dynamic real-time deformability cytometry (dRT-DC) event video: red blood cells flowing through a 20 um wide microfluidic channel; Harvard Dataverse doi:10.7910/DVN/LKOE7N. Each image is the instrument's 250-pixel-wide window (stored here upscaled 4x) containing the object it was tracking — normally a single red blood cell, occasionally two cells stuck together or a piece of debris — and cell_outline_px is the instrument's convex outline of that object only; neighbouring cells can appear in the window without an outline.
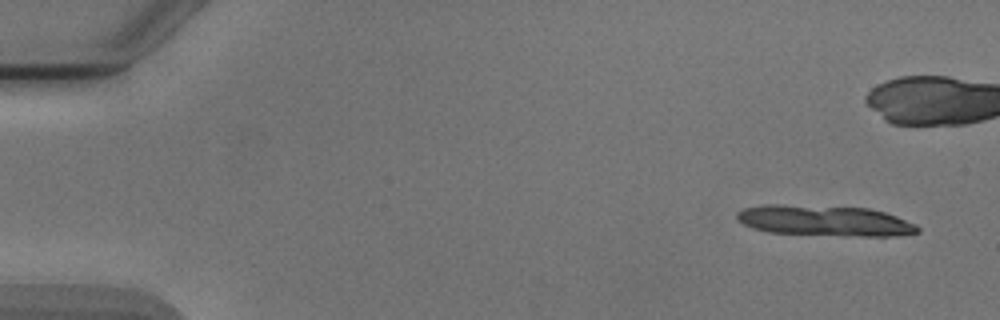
{"species": "Egyptian fruit bat (a non-hibernating species)", "species_latin": "Rousettus aegyptiacus", "temperature_condition": "cold", "stored_images_in_passage": 8, "camera_frame_rate_fps": 3000, "um_per_image_px": 0.085, "animal": {"sex": "male"}, "frame": {"image": 1, "passage_image": 1, "time_ms": 0.0, "image_size_px": [1000, 320], "cell_outline_px": [[920, 232], [896, 236], [844, 236], [768, 232], [752, 228], [736, 220], [736, 212], [744, 208], [764, 204], [784, 204], [868, 208], [884, 212], [896, 216], [916, 224], [920, 228]], "centroid_in_image_um": [70.08, 18.76], "position_along_channel_um": 14.9, "area_um2": 32.66}}
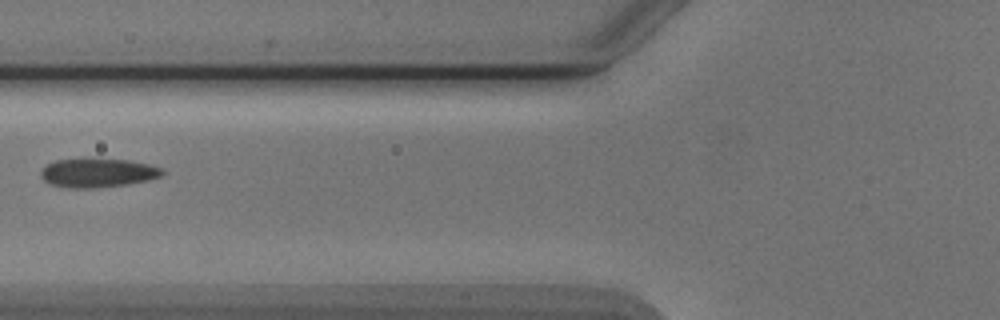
{"frame": {"image": 2, "passage_image": 7, "time_ms": 8.0, "image_size_px": [1000, 320], "cell_outline_px": [[164, 172], [160, 176], [148, 180], [124, 184], [92, 188], [68, 188], [48, 184], [40, 176], [40, 172], [48, 164], [56, 160], [128, 160], [148, 164], [160, 168]], "centroid_in_image_um": [8.27, 14.71], "position_along_channel_um": 117.5, "area_um2": 19.88}}
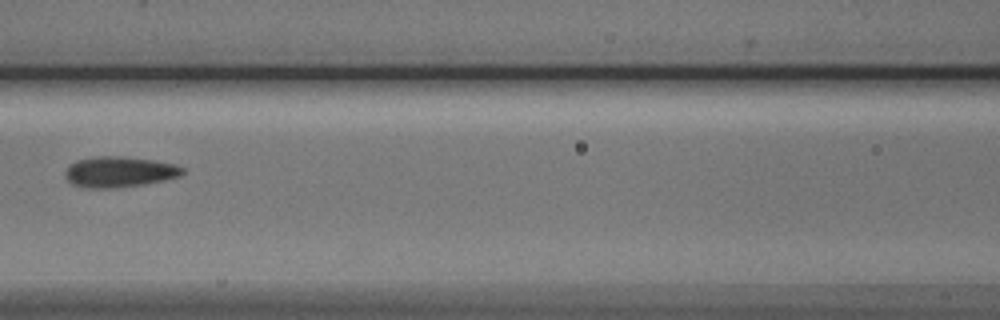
{"frame": {"image": 3, "passage_image": 8, "time_ms": 9.0, "image_size_px": [1000, 320], "cell_outline_px": [[184, 172], [180, 176], [164, 180], [144, 184], [116, 188], [88, 188], [72, 184], [64, 176], [64, 172], [76, 160], [96, 156], [120, 156], [152, 160], [176, 164], [184, 168]], "centroid_in_image_um": [10.14, 14.61], "position_along_channel_um": 156.5, "area_um2": 20.98}}